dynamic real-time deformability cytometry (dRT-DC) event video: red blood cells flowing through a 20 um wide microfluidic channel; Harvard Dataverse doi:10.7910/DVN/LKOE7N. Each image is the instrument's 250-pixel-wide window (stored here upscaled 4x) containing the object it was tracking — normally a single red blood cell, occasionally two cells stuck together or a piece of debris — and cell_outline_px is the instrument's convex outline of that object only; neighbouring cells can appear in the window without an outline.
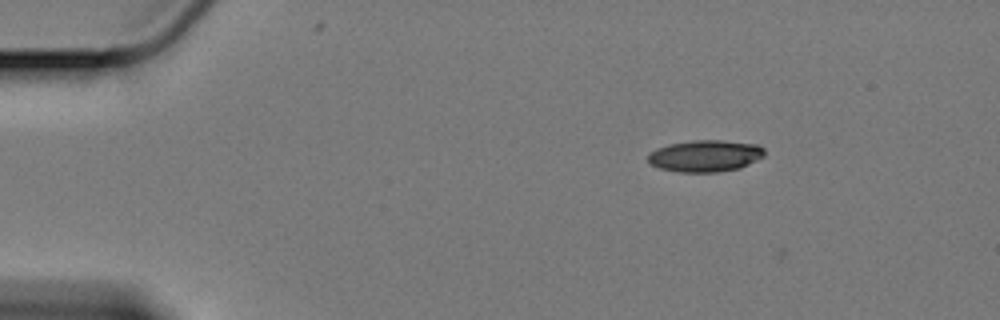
{"species": "Egyptian fruit bat (a non-hibernating species)", "species_latin": "Rousettus aegyptiacus", "temperature_condition": "cold", "stored_images_in_passage": 38, "camera_frame_rate_fps": 3000, "um_per_image_px": 0.085, "animal": {"sex": "female"}, "frame": {"image": 1, "passage_image": 1, "time_ms": 0.0, "image_size_px": [1000, 320], "cell_outline_px": [[764, 156], [740, 168], [716, 172], [676, 172], [660, 168], [648, 164], [648, 152], [656, 148], [668, 144], [696, 140], [724, 140], [756, 144], [764, 148]], "centroid_in_image_um": [59.9, 13.25], "position_along_channel_um": 25.1, "area_um2": 21.68}}
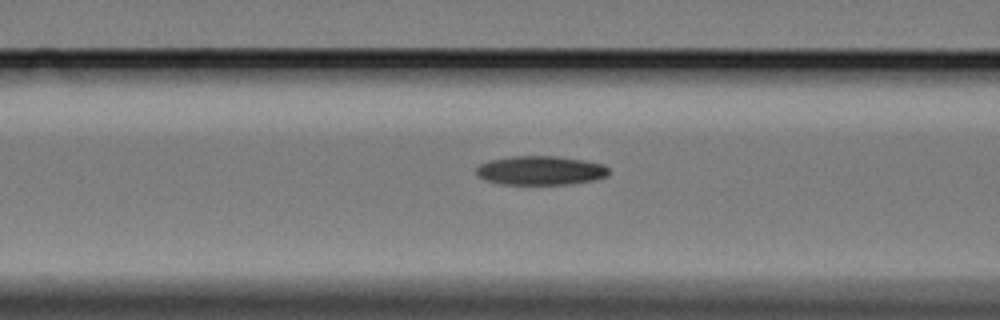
{"frame": {"image": 2, "passage_image": 16, "time_ms": 5.0, "image_size_px": [1000, 320], "cell_outline_px": [[608, 176], [596, 180], [572, 184], [500, 184], [484, 180], [476, 176], [476, 168], [480, 164], [488, 160], [512, 156], [556, 156], [584, 160], [604, 164], [608, 168]], "centroid_in_image_um": [45.93, 14.49], "position_along_channel_um": 120.7, "area_um2": 22.72}}
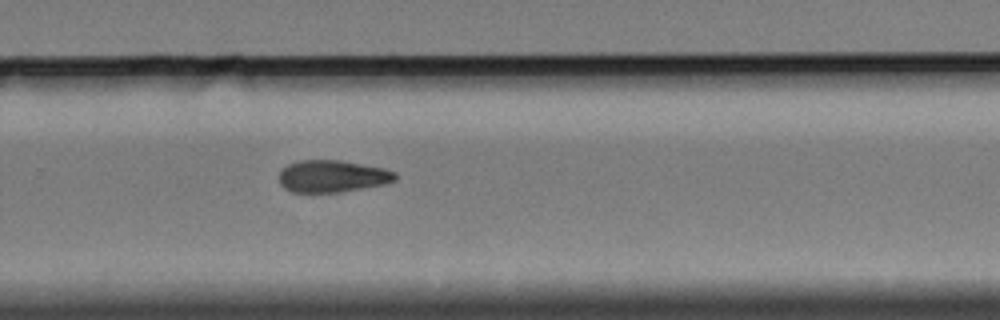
{"frame": {"image": 3, "passage_image": 32, "time_ms": 10.333, "image_size_px": [1000, 320], "cell_outline_px": [[396, 180], [384, 184], [340, 192], [292, 192], [284, 188], [280, 184], [280, 172], [288, 164], [300, 160], [340, 160], [384, 168], [396, 172]], "centroid_in_image_um": [28.25, 14.98], "position_along_channel_um": 301.5, "area_um2": 21.62}}